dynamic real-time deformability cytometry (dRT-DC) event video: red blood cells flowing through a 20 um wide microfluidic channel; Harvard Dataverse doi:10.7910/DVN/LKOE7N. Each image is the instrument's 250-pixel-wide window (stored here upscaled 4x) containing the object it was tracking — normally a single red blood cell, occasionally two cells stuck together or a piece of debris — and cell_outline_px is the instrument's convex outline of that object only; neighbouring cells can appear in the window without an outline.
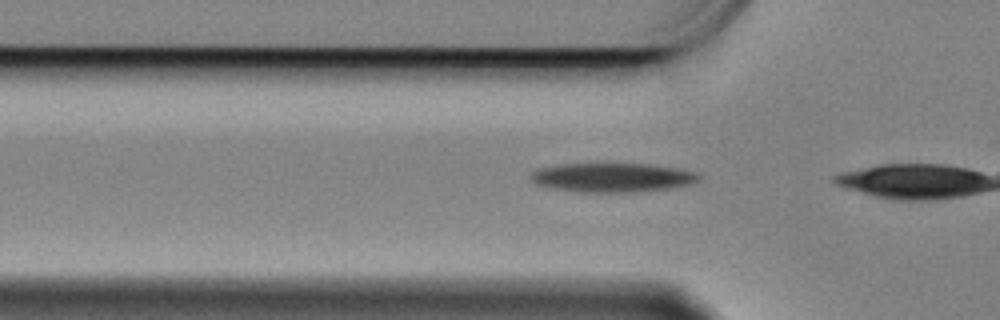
{"species": "Egyptian fruit bat (a non-hibernating species)", "species_latin": "Rousettus aegyptiacus", "temperature_condition": "cold", "stored_images_in_passage": 5, "camera_frame_rate_fps": 3000, "um_per_image_px": 0.085, "animal": {"sex": "female"}, "frame": {"image": 1, "passage_image": 3, "time_ms": 0.667, "image_size_px": [1000, 320], "cell_outline_px": [[700, 176], [692, 184], [672, 188], [636, 192], [580, 192], [552, 188], [536, 184], [528, 176], [532, 172], [540, 168], [564, 164], [648, 164], [676, 168], [696, 172]], "centroid_in_image_um": [52.05, 15.1], "position_along_channel_um": 73.8, "area_um2": 28.38}}